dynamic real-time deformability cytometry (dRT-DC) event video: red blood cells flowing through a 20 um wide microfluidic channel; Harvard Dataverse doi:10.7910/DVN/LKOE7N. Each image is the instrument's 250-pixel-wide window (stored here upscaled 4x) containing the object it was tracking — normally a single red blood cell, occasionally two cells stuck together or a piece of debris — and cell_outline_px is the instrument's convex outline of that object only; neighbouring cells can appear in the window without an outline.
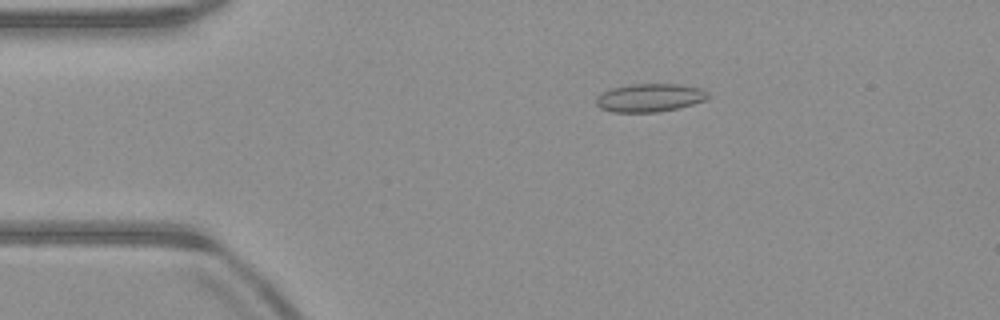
{"species": "common noctule bat (a hibernating species)", "species_latin": "Nyctalus noctula", "temperature_condition": "warm", "stored_images_in_passage": 45, "camera_frame_rate_fps": 3000, "um_per_image_px": 0.085, "animal": {"sex": "male", "body_mass_g": 23.1, "forearm_length_mm": 52.7}, "frame": {"image": 1, "passage_image": 3, "time_ms": 0.667, "image_size_px": [1000, 320], "cell_outline_px": [[708, 96], [704, 100], [692, 104], [676, 108], [656, 112], [612, 112], [600, 108], [596, 104], [596, 96], [612, 88], [632, 84], [680, 84], [700, 88], [708, 92]], "centroid_in_image_um": [55.2, 8.3], "position_along_channel_um": 29.8, "area_um2": 18.21}}
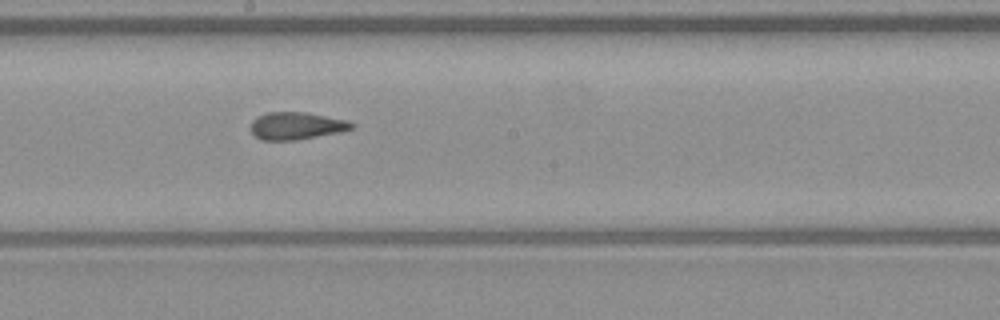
{"frame": {"image": 2, "passage_image": 21, "time_ms": 6.667, "image_size_px": [1000, 320], "cell_outline_px": [[356, 124], [352, 128], [340, 132], [296, 140], [260, 140], [252, 132], [252, 120], [256, 116], [268, 112], [304, 112], [348, 120]], "centroid_in_image_um": [25.2, 10.69], "position_along_channel_um": 223.0, "area_um2": 16.07}}
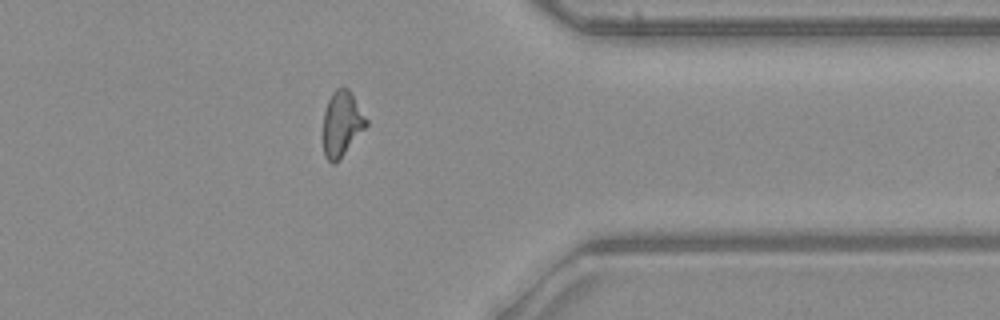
{"frame": {"image": 3, "passage_image": 34, "time_ms": 11.0, "image_size_px": [1000, 320], "cell_outline_px": [[368, 124], [344, 152], [332, 164], [324, 156], [324, 112], [328, 100], [332, 92], [336, 88], [348, 88], [368, 120]], "centroid_in_image_um": [29.05, 10.47], "position_along_channel_um": 382.4, "area_um2": 15.78}, "authors_computed_cell_mechanics": {"area_um2": 16.6464, "velocity_mm_per_s": 4.0144, "shape_relaxation_time_tau1_ms": null, "shape_relaxation_time_tau2_ms": 2.0384, "deformation_change_tau1": null, "deformation_change_tau2": 0.0766}}